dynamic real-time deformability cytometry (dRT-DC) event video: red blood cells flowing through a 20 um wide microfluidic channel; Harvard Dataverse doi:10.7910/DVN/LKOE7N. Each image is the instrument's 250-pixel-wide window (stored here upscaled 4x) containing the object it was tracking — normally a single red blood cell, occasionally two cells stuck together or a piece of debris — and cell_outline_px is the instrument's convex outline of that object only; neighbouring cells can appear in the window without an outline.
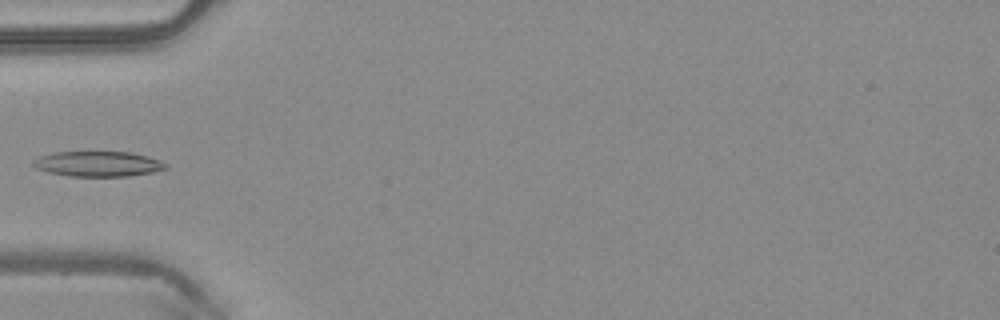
{"species": "common noctule bat (a hibernating species)", "species_latin": "Nyctalus noctula", "temperature_condition": "warm", "stored_images_in_passage": 5, "camera_frame_rate_fps": 3000, "um_per_image_px": 0.085, "animal": {"sex": "male", "body_mass_g": 20.4}, "frame": {"image": 1, "passage_image": 5, "time_ms": 1.333, "image_size_px": [1000, 320], "cell_outline_px": [[168, 168], [152, 172], [128, 176], [68, 176], [48, 172], [36, 168], [32, 164], [32, 160], [40, 156], [52, 152], [132, 152], [148, 156], [160, 160], [168, 164]], "centroid_in_image_um": [8.33, 13.92], "position_along_channel_um": 76.7, "area_um2": 19.59}}